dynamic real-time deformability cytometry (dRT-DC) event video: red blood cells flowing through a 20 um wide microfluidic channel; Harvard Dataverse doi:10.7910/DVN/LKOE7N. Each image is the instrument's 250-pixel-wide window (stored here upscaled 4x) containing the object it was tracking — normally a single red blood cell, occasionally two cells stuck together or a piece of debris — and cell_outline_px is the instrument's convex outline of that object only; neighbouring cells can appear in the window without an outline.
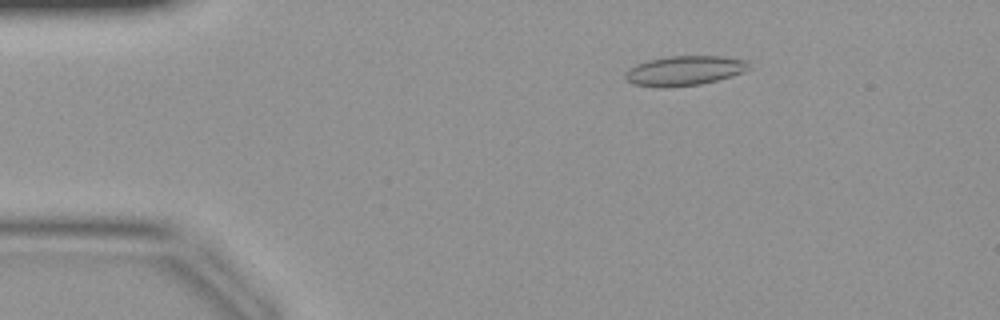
{"species": "common noctule bat (a hibernating species)", "species_latin": "Nyctalus noctula", "temperature_condition": "warm", "stored_images_in_passage": 40, "camera_frame_rate_fps": 3000, "um_per_image_px": 0.085, "animal": {"sex": "female", "body_mass_g": 19.9}, "frame": {"image": 1, "passage_image": 5, "time_ms": 1.333, "image_size_px": [1000, 320], "cell_outline_px": [[752, 68], [744, 72], [732, 76], [700, 84], [664, 88], [632, 84], [624, 76], [628, 68], [636, 64], [648, 60], [668, 56], [720, 56], [748, 60]], "centroid_in_image_um": [58.2, 6.0], "position_along_channel_um": 26.8, "area_um2": 21.56}}
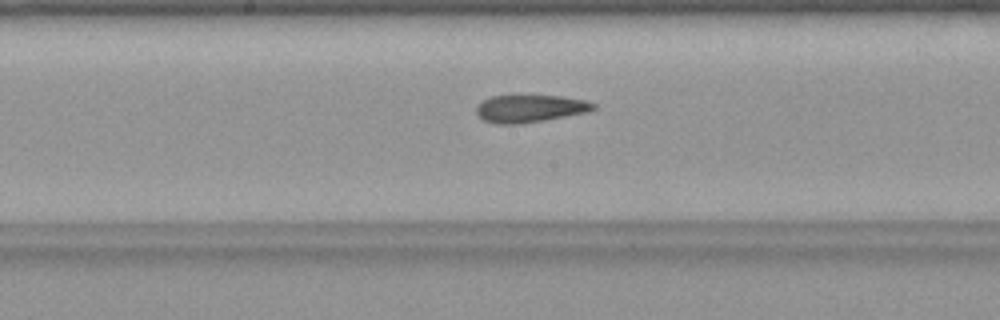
{"frame": {"image": 2, "passage_image": 20, "time_ms": 6.333, "image_size_px": [1000, 320], "cell_outline_px": [[596, 108], [588, 112], [544, 120], [520, 124], [496, 124], [484, 120], [476, 116], [476, 104], [492, 96], [564, 96], [584, 100], [596, 104]], "centroid_in_image_um": [45.02, 9.23], "position_along_channel_um": 203.2, "area_um2": 18.79}}
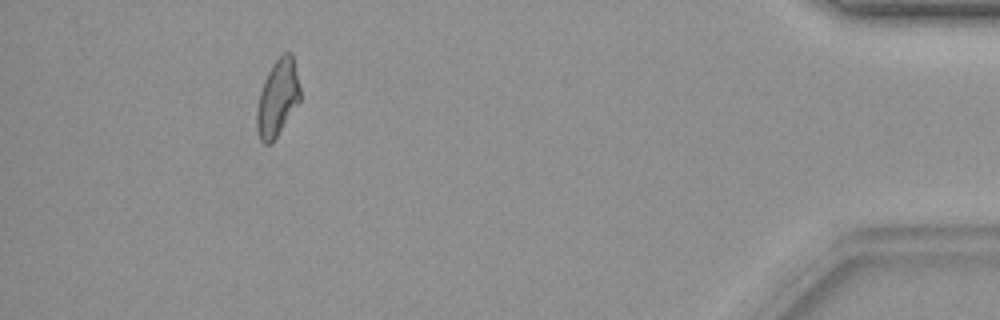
{"frame": {"image": 3, "passage_image": 37, "time_ms": 12.0, "image_size_px": [1000, 320], "cell_outline_px": [[300, 100], [272, 144], [264, 144], [260, 140], [256, 128], [256, 108], [260, 92], [264, 80], [272, 64], [284, 52], [292, 52], [300, 88]], "centroid_in_image_um": [23.57, 8.34], "position_along_channel_um": 411.6, "area_um2": 19.36}}